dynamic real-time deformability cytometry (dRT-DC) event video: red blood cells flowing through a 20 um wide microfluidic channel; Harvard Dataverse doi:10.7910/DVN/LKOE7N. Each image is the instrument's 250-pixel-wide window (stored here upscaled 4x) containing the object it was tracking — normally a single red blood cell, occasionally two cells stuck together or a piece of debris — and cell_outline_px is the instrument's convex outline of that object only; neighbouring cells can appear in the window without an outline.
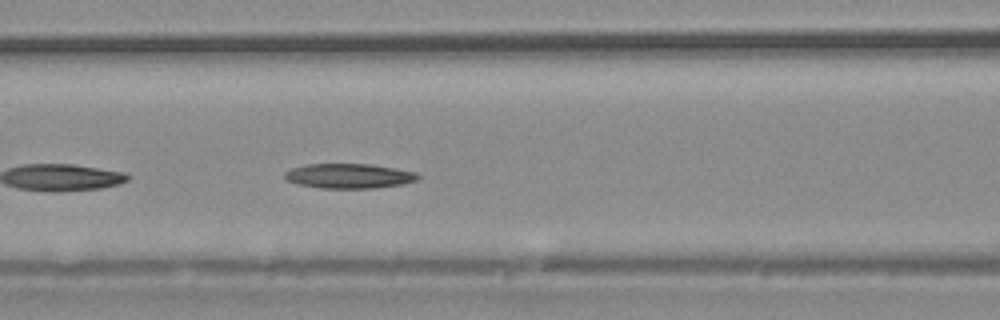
{"species": "common noctule bat (a hibernating species)", "species_latin": "Nyctalus noctula", "temperature_condition": "warm", "stored_images_in_passage": 19, "camera_frame_rate_fps": 3000, "um_per_image_px": 0.085, "animal": {"sex": "male", "body_mass_g": 20.4}, "frame": {"image": 1, "passage_image": 16, "time_ms": 5.0, "image_size_px": [1000, 320], "cell_outline_px": [[420, 176], [416, 180], [400, 184], [376, 188], [320, 188], [300, 184], [284, 180], [284, 172], [292, 168], [308, 164], [372, 164], [396, 168], [416, 172]], "centroid_in_image_um": [29.65, 14.95], "position_along_channel_um": 137.0, "area_um2": 19.19}}